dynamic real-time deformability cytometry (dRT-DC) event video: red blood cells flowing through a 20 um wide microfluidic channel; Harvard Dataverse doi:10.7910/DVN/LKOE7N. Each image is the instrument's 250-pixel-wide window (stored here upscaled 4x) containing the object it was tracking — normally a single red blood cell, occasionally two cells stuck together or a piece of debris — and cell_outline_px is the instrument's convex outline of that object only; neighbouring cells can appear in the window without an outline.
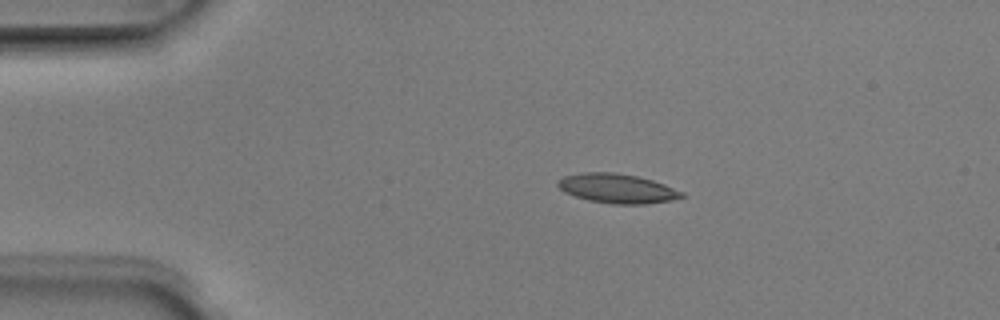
{"species": "Egyptian fruit bat (a non-hibernating species)", "species_latin": "Rousettus aegyptiacus", "temperature_condition": "room temperature", "stored_images_in_passage": 5, "camera_frame_rate_fps": 3000, "um_per_image_px": 0.085, "animal": {"sex": "male"}, "frame": {"image": 1, "passage_image": 2, "time_ms": 0.333, "image_size_px": [1000, 320], "cell_outline_px": [[684, 196], [672, 200], [644, 204], [612, 204], [588, 200], [564, 192], [556, 184], [556, 180], [564, 176], [584, 172], [616, 172], [636, 176], [652, 180], [664, 184], [684, 192]], "centroid_in_image_um": [52.44, 16.01], "position_along_channel_um": 32.6, "area_um2": 21.21}}
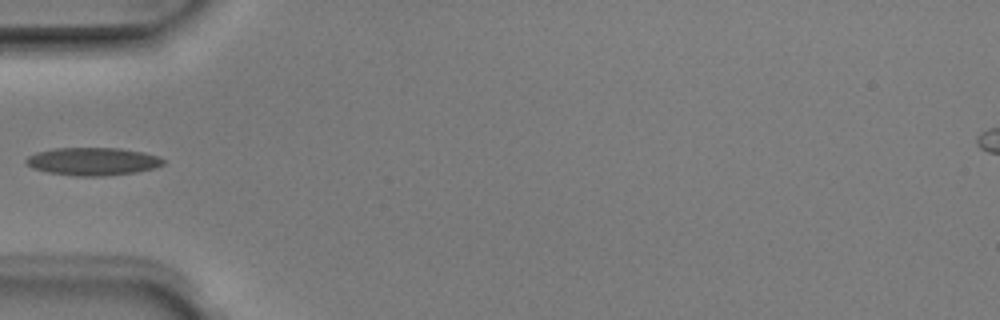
{"frame": {"image": 2, "passage_image": 4, "time_ms": 1.0, "image_size_px": [1000, 320], "cell_outline_px": [[164, 164], [152, 168], [136, 172], [100, 176], [76, 176], [48, 172], [32, 168], [24, 160], [28, 156], [36, 152], [52, 148], [120, 148], [144, 152], [160, 156], [164, 160]], "centroid_in_image_um": [7.88, 13.71], "position_along_channel_um": 77.1, "area_um2": 22.25}}
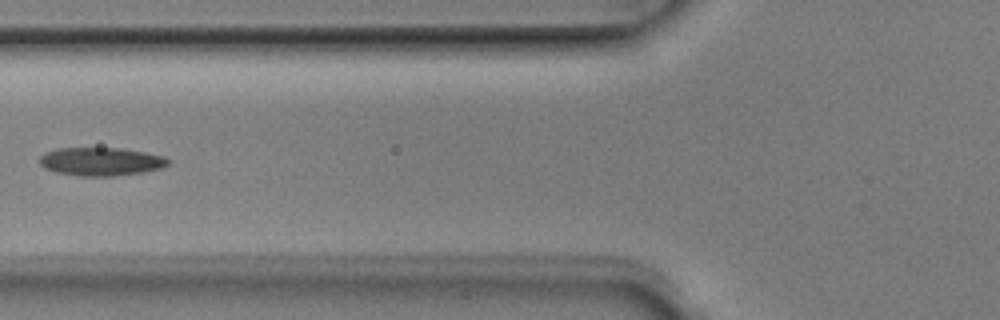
{"frame": {"image": 3, "passage_image": 5, "time_ms": 1.333, "image_size_px": [1000, 320], "cell_outline_px": [[172, 160], [164, 168], [116, 176], [80, 176], [56, 172], [44, 168], [40, 164], [40, 156], [44, 152], [56, 148], [120, 148], [144, 152], [164, 156]], "centroid_in_image_um": [8.58, 13.73], "position_along_channel_um": 117.2, "area_um2": 21.33}}